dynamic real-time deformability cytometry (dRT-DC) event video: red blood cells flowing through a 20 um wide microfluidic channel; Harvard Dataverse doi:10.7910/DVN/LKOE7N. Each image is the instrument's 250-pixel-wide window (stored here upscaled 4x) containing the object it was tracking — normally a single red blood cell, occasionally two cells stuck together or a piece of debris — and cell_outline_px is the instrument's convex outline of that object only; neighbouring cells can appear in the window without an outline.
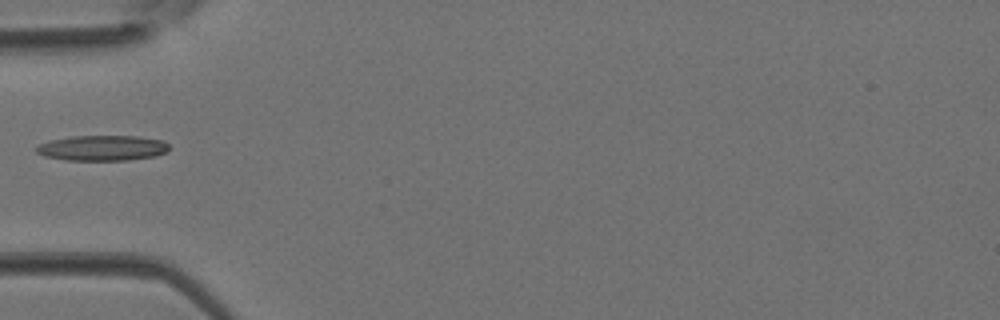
{"species": "Egyptian fruit bat (a non-hibernating species)", "species_latin": "Rousettus aegyptiacus", "temperature_condition": "room temperature", "stored_images_in_passage": 4, "camera_frame_rate_fps": 3000, "um_per_image_px": 0.085, "animal": {"sex": "female"}, "frame": {"image": 1, "passage_image": 4, "time_ms": 1.0, "image_size_px": [1000, 320], "cell_outline_px": [[168, 148], [164, 152], [156, 156], [128, 160], [64, 160], [44, 156], [36, 152], [36, 148], [40, 144], [52, 140], [72, 136], [136, 136], [164, 140], [168, 144]], "centroid_in_image_um": [8.7, 12.58], "position_along_channel_um": 76.3, "area_um2": 19.54}}